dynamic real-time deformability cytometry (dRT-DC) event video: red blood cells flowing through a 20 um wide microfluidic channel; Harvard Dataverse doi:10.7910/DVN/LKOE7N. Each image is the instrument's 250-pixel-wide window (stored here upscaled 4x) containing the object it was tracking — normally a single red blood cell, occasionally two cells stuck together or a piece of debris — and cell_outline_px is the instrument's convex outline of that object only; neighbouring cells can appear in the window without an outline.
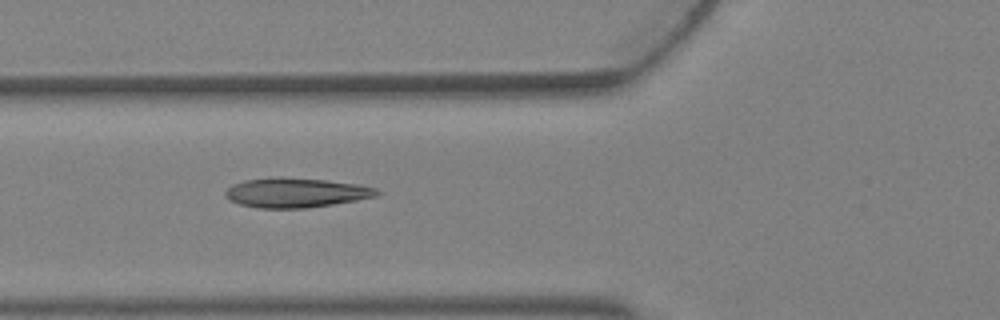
{"species": "Egyptian fruit bat (a non-hibernating species)", "species_latin": "Rousettus aegyptiacus", "temperature_condition": "warm", "stored_images_in_passage": 4, "camera_frame_rate_fps": 3000, "um_per_image_px": 0.085, "animal": {"sex": "female"}, "frame": {"image": 1, "passage_image": 3, "time_ms": 0.667, "image_size_px": [1000, 320], "cell_outline_px": [[380, 192], [376, 196], [356, 200], [332, 204], [304, 208], [260, 208], [240, 204], [224, 196], [224, 192], [232, 184], [244, 180], [272, 176], [280, 176], [324, 180], [356, 184], [376, 188]], "centroid_in_image_um": [25.1, 16.36], "position_along_channel_um": 100.7, "area_um2": 26.07}}
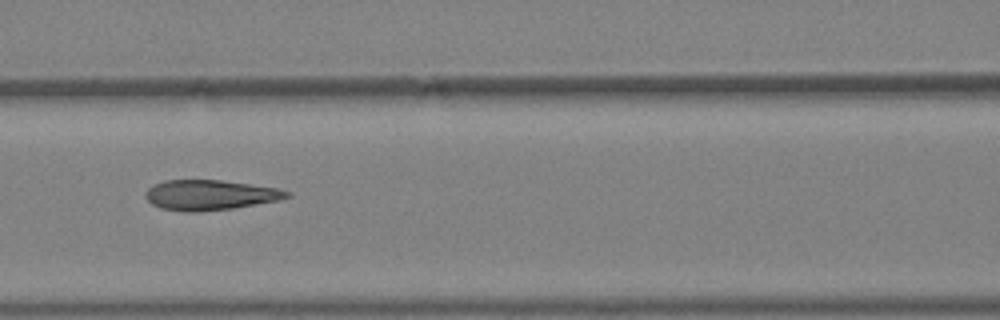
{"frame": {"image": 2, "passage_image": 4, "time_ms": 1.0, "image_size_px": [1000, 320], "cell_outline_px": [[292, 196], [280, 200], [232, 208], [192, 212], [160, 208], [152, 204], [144, 196], [148, 188], [164, 180], [220, 180], [280, 188], [292, 192]], "centroid_in_image_um": [17.9, 16.57], "position_along_channel_um": 148.7, "area_um2": 24.74}}